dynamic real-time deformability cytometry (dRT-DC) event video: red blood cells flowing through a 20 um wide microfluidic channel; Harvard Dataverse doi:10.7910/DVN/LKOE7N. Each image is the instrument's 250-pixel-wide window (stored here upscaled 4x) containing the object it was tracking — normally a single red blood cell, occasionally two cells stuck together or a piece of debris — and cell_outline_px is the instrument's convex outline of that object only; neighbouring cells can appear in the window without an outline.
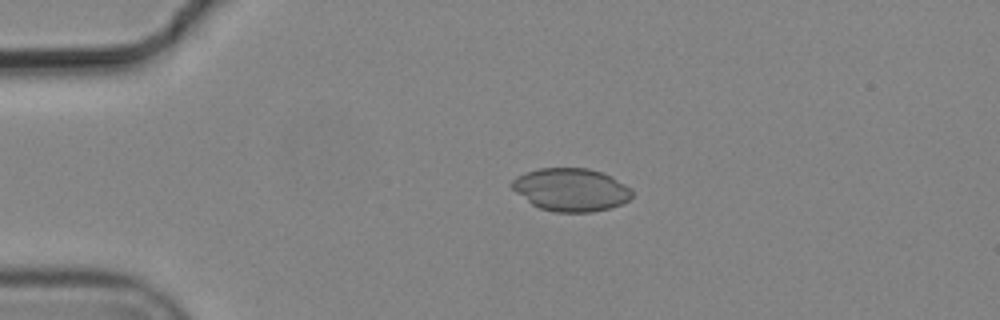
{"species": "common noctule bat (a hibernating species)", "species_latin": "Nyctalus noctula", "temperature_condition": "cold", "stored_images_in_passage": 2, "camera_frame_rate_fps": 3000, "um_per_image_px": 0.085, "animal": {"sex": "male", "body_mass_g": 19.2, "forearm_length_mm": 51.8}, "frame": {"image": 1, "passage_image": 1, "time_ms": 0.0, "image_size_px": [1000, 320], "cell_outline_px": [[632, 196], [628, 200], [612, 208], [592, 212], [552, 212], [540, 208], [532, 204], [516, 192], [508, 184], [516, 176], [524, 172], [540, 168], [588, 168], [604, 172], [612, 176], [632, 188]], "centroid_in_image_um": [48.54, 16.11], "position_along_channel_um": 36.5, "area_um2": 30.4}}